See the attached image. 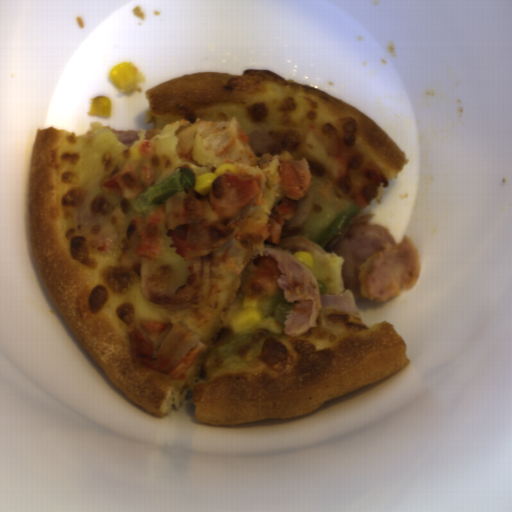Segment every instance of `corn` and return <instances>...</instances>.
Returning a JSON list of instances; mask_svg holds the SVG:
<instances>
[{
  "label": "corn",
  "instance_id": "obj_1",
  "mask_svg": "<svg viewBox=\"0 0 512 512\" xmlns=\"http://www.w3.org/2000/svg\"><path fill=\"white\" fill-rule=\"evenodd\" d=\"M263 319L259 308V300L250 296H244L242 310L238 312L230 322V330L233 335L251 332Z\"/></svg>",
  "mask_w": 512,
  "mask_h": 512
},
{
  "label": "corn",
  "instance_id": "obj_2",
  "mask_svg": "<svg viewBox=\"0 0 512 512\" xmlns=\"http://www.w3.org/2000/svg\"><path fill=\"white\" fill-rule=\"evenodd\" d=\"M108 76L113 84L123 93L130 94L138 91V68L130 60L121 61L109 70Z\"/></svg>",
  "mask_w": 512,
  "mask_h": 512
},
{
  "label": "corn",
  "instance_id": "obj_3",
  "mask_svg": "<svg viewBox=\"0 0 512 512\" xmlns=\"http://www.w3.org/2000/svg\"><path fill=\"white\" fill-rule=\"evenodd\" d=\"M224 172H235L234 164L230 162H224L217 168H215L214 172L201 173L196 177V184L193 190L200 195H207L212 191V183L216 177L221 175Z\"/></svg>",
  "mask_w": 512,
  "mask_h": 512
},
{
  "label": "corn",
  "instance_id": "obj_4",
  "mask_svg": "<svg viewBox=\"0 0 512 512\" xmlns=\"http://www.w3.org/2000/svg\"><path fill=\"white\" fill-rule=\"evenodd\" d=\"M87 115L96 116L102 120L112 118V101L104 94H95L88 106Z\"/></svg>",
  "mask_w": 512,
  "mask_h": 512
},
{
  "label": "corn",
  "instance_id": "obj_5",
  "mask_svg": "<svg viewBox=\"0 0 512 512\" xmlns=\"http://www.w3.org/2000/svg\"><path fill=\"white\" fill-rule=\"evenodd\" d=\"M294 259L304 261L308 269H316V261L314 254L307 251L293 252Z\"/></svg>",
  "mask_w": 512,
  "mask_h": 512
}]
</instances>
